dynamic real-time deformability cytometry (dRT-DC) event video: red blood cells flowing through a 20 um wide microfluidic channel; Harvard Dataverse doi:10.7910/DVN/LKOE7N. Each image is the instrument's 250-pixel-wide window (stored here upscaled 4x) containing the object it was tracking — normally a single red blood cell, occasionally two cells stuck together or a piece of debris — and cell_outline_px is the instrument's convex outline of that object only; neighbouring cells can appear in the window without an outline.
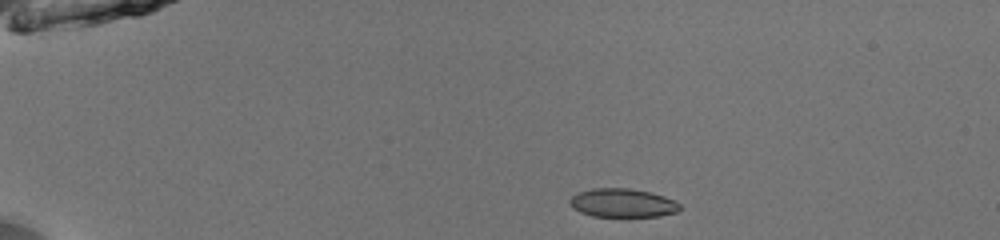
{"species": "common noctule bat (a hibernating species)", "species_latin": "Nyctalus noctula", "temperature_condition": "room temperature", "stored_images_in_passage": 42, "camera_frame_rate_fps": 3000, "um_per_image_px": 0.085, "animal": {"sex": "male", "body_mass_g": 13.0, "forearm_length_mm": 53.1}, "frame": {"image": 1, "passage_image": 1, "time_ms": 0.0, "image_size_px": [1000, 240], "cell_outline_px": [[680, 208], [676, 212], [660, 216], [628, 220], [624, 220], [592, 216], [580, 212], [572, 208], [568, 204], [568, 200], [572, 196], [580, 192], [592, 188], [628, 188], [652, 192], [676, 200], [680, 204]], "centroid_in_image_um": [52.92, 17.31], "position_along_channel_um": 32.1, "area_um2": 19.54}}
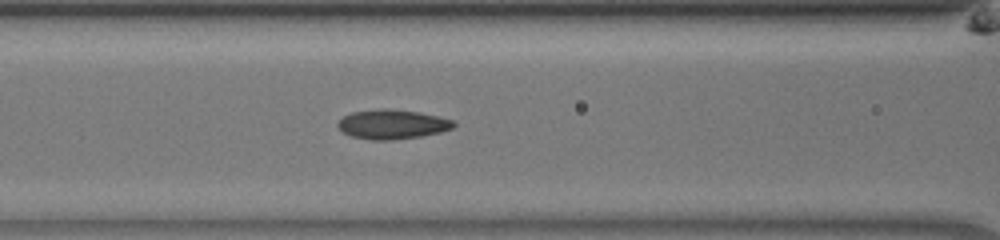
{"frame": {"image": 2, "passage_image": 14, "time_ms": 4.333, "image_size_px": [1000, 240], "cell_outline_px": [[456, 124], [452, 128], [440, 132], [420, 136], [392, 140], [372, 140], [352, 136], [344, 132], [336, 124], [344, 116], [352, 112], [384, 108], [416, 112], [436, 116], [452, 120]], "centroid_in_image_um": [33.33, 10.57], "position_along_channel_um": 133.3, "area_um2": 19.48}}
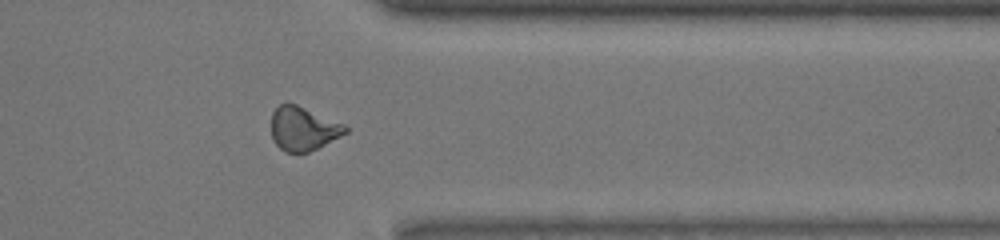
{"frame": {"image": 3, "passage_image": 33, "time_ms": 10.667, "image_size_px": [1000, 240], "cell_outline_px": [[348, 132], [308, 152], [284, 152], [276, 144], [272, 136], [272, 112], [280, 104], [296, 104], [344, 124], [348, 128]], "centroid_in_image_um": [25.76, 10.94], "position_along_channel_um": 385.6, "area_um2": 18.55}, "authors_computed_cell_mechanics": {"area_um2": 19.3341, "velocity_mm_per_s": 4.015, "shape_relaxation_time_tau1_ms": 4.4378, "shape_relaxation_time_tau2_ms": 1.488, "deformation_change_tau1": 0.124, "deformation_change_tau2": 0.0626}}